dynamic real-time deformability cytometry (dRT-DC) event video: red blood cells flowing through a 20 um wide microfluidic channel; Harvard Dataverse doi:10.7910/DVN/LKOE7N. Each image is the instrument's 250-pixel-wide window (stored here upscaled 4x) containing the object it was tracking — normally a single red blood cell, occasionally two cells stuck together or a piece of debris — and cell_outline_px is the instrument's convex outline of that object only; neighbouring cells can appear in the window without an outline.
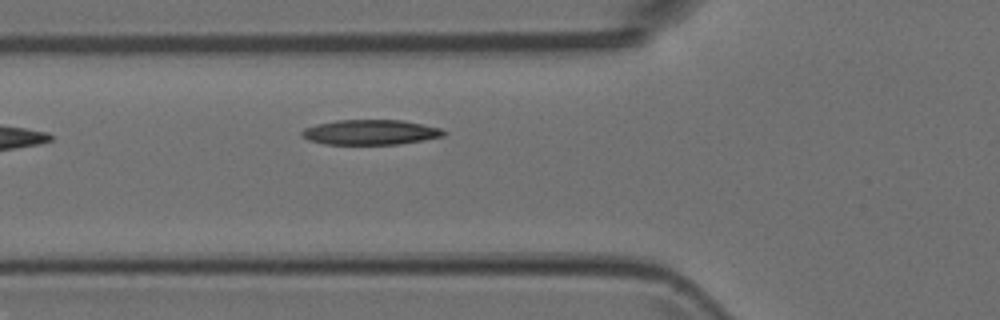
{"species": "Egyptian fruit bat (a non-hibernating species)", "species_latin": "Rousettus aegyptiacus", "temperature_condition": "room temperature", "stored_images_in_passage": 4, "camera_frame_rate_fps": 3000, "um_per_image_px": 0.085, "animal": {"sex": "female"}, "frame": {"image": 1, "passage_image": 4, "time_ms": 1.0, "image_size_px": [1000, 320], "cell_outline_px": [[448, 132], [444, 136], [424, 140], [396, 144], [324, 144], [308, 140], [300, 132], [304, 128], [316, 124], [336, 120], [400, 120], [440, 128]], "centroid_in_image_um": [31.48, 11.24], "position_along_channel_um": 94.3, "area_um2": 20.58}}